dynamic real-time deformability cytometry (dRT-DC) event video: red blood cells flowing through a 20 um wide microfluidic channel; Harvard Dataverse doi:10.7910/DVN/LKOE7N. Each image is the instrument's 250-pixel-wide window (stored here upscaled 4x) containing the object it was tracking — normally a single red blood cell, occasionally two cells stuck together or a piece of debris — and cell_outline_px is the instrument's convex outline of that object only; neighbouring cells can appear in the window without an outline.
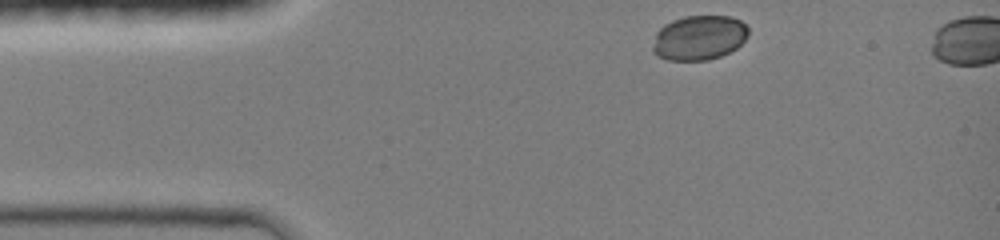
{"species": "common noctule bat (a hibernating species)", "species_latin": "Nyctalus noctula", "temperature_condition": "room temperature", "stored_images_in_passage": 11, "camera_frame_rate_fps": 3000, "um_per_image_px": 0.085, "animal": {"sex": "female", "body_mass_g": 19.0, "forearm_length_mm": 51.5}, "frame": {"image": 1, "passage_image": 1, "time_ms": 0.0, "image_size_px": [1000, 240], "cell_outline_px": [[748, 36], [736, 48], [720, 56], [708, 60], [668, 60], [656, 56], [652, 52], [652, 48], [656, 32], [664, 24], [672, 20], [684, 16], [732, 16], [740, 20], [748, 28]], "centroid_in_image_um": [59.39, 3.2], "position_along_channel_um": 25.6, "area_um2": 25.03}}
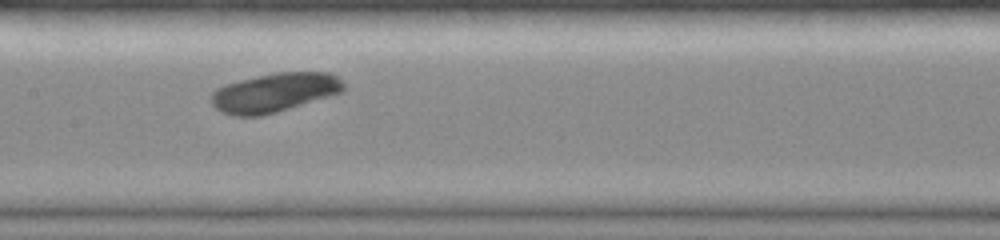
{"frame": {"image": 2, "passage_image": 7, "time_ms": 5.0, "image_size_px": [1000, 240], "cell_outline_px": [[344, 92], [276, 112], [260, 116], [232, 116], [220, 112], [212, 104], [212, 92], [216, 88], [224, 84], [240, 80], [276, 72], [332, 72], [344, 84]], "centroid_in_image_um": [23.33, 7.87], "position_along_channel_um": 184.1, "area_um2": 30.17}}
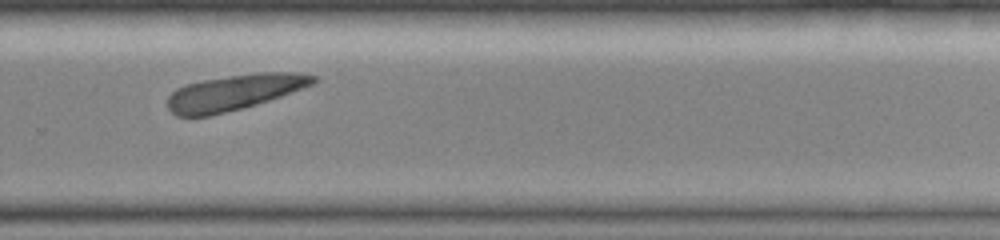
{"frame": {"image": 3, "passage_image": 10, "time_ms": 8.0, "image_size_px": [1000, 240], "cell_outline_px": [[320, 80], [312, 84], [280, 96], [256, 104], [208, 116], [176, 116], [168, 108], [168, 96], [176, 88], [200, 80], [256, 72], [304, 72], [316, 76]], "centroid_in_image_um": [19.93, 7.83], "position_along_channel_um": 309.9, "area_um2": 30.06}}